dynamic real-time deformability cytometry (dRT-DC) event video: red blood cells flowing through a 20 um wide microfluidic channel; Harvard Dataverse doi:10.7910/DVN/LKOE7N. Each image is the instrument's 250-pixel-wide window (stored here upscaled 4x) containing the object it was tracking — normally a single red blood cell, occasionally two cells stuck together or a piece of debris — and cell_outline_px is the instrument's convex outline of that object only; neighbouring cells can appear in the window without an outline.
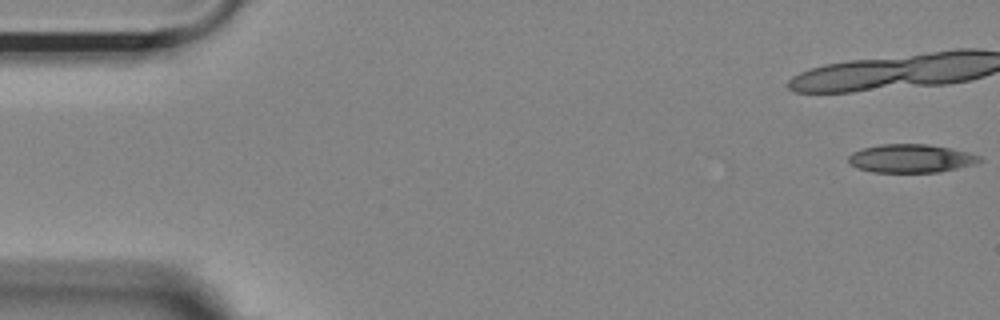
{"species": "Egyptian fruit bat (a non-hibernating species)", "species_latin": "Rousettus aegyptiacus", "temperature_condition": "room temperature", "stored_images_in_passage": 12, "camera_frame_rate_fps": 3000, "um_per_image_px": 0.085, "animal": {"sex": "female"}, "frame": {"image": 1, "passage_image": 1, "time_ms": 0.0, "image_size_px": [1000, 320], "cell_outline_px": [[984, 160], [976, 164], [940, 172], [872, 172], [856, 168], [848, 164], [848, 156], [852, 152], [864, 148], [880, 144], [928, 144], [952, 148], [968, 152], [980, 156]], "centroid_in_image_um": [77.43, 13.47], "position_along_channel_um": 7.6, "area_um2": 21.96}}